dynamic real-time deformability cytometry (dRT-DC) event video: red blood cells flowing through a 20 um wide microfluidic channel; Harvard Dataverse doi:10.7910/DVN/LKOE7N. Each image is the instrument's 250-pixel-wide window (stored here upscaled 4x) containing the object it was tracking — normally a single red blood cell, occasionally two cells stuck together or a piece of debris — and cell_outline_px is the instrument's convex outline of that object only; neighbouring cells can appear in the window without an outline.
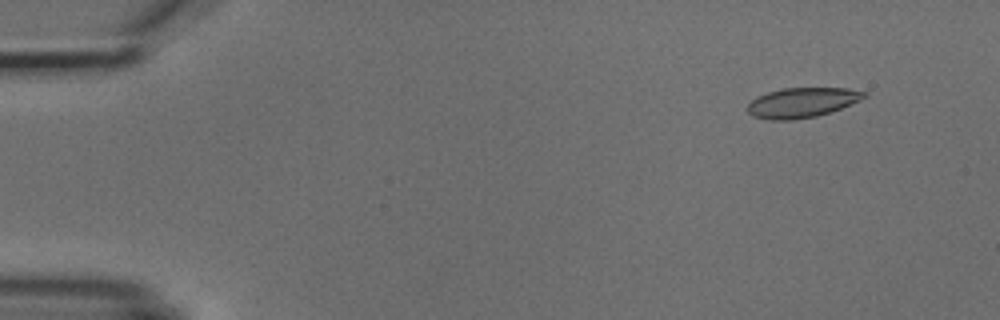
{"species": "common noctule bat (a hibernating species)", "species_latin": "Nyctalus noctula", "temperature_condition": "cold", "stored_images_in_passage": 5, "camera_frame_rate_fps": 3000, "um_per_image_px": 0.085, "animal": {"sex": "male", "body_mass_g": 18.8}, "frame": {"image": 1, "passage_image": 2, "time_ms": 1.0, "image_size_px": [1000, 320], "cell_outline_px": [[868, 96], [860, 100], [840, 108], [816, 116], [792, 120], [768, 120], [752, 116], [748, 112], [748, 104], [756, 96], [780, 88], [848, 88], [868, 92]], "centroid_in_image_um": [68.16, 8.71], "position_along_channel_um": 16.8, "area_um2": 20.35}}
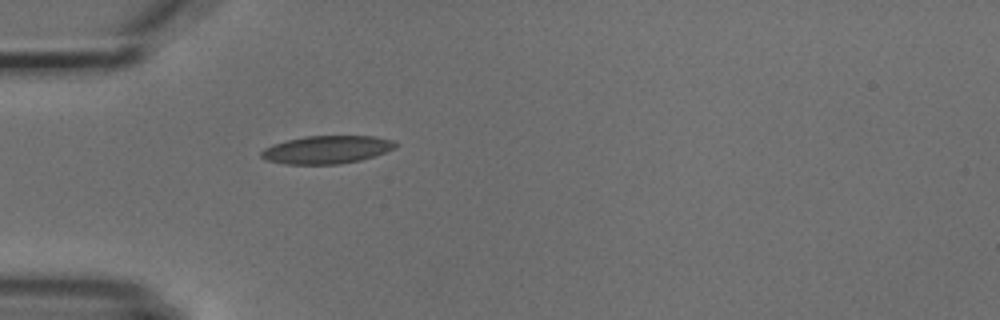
{"frame": {"image": 2, "passage_image": 5, "time_ms": 4.667, "image_size_px": [1000, 320], "cell_outline_px": [[396, 148], [360, 160], [340, 164], [284, 164], [264, 160], [260, 156], [260, 152], [264, 148], [272, 144], [304, 136], [376, 136], [392, 140], [396, 144]], "centroid_in_image_um": [27.72, 12.72], "position_along_channel_um": 57.3, "area_um2": 21.85}}